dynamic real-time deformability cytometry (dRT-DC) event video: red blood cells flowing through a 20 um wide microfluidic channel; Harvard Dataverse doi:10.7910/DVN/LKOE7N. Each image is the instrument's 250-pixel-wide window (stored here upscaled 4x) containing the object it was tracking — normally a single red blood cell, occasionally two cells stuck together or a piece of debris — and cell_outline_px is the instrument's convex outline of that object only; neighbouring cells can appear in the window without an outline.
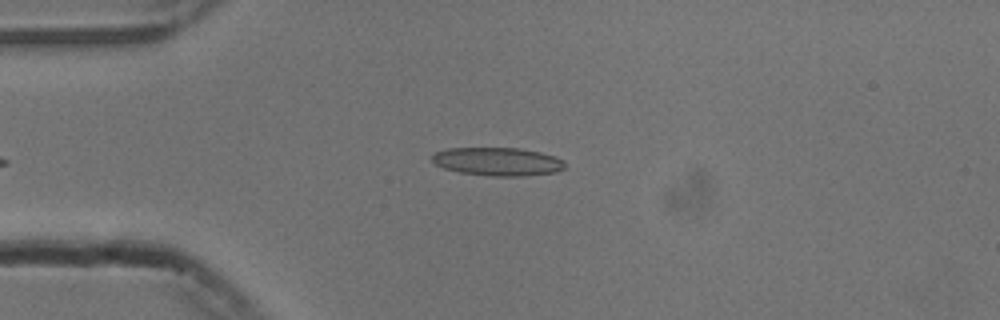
{"species": "common noctule bat (a hibernating species)", "species_latin": "Nyctalus noctula", "temperature_condition": "cold", "stored_images_in_passage": 39, "camera_frame_rate_fps": 3000, "um_per_image_px": 0.085, "animal": {"sex": "male", "body_mass_g": 13.3}, "frame": {"image": 1, "passage_image": 3, "time_ms": 0.667, "image_size_px": [1000, 320], "cell_outline_px": [[564, 168], [556, 172], [524, 176], [488, 176], [460, 172], [444, 168], [436, 164], [432, 160], [432, 156], [436, 152], [448, 148], [520, 148], [540, 152], [556, 156], [564, 160]], "centroid_in_image_um": [42.33, 13.73], "position_along_channel_um": 42.7, "area_um2": 21.91}}
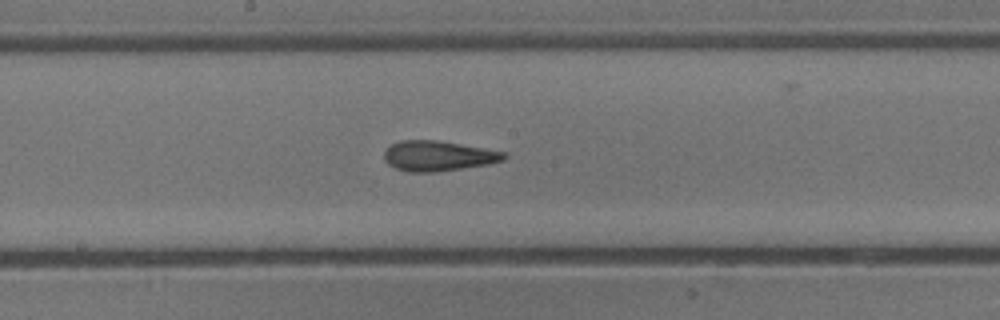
{"frame": {"image": 2, "passage_image": 18, "time_ms": 5.667, "image_size_px": [1000, 320], "cell_outline_px": [[508, 156], [504, 160], [488, 164], [436, 172], [408, 172], [396, 168], [388, 164], [384, 160], [384, 152], [392, 144], [400, 140], [436, 140], [484, 148], [504, 152]], "centroid_in_image_um": [37.23, 13.25], "position_along_channel_um": 211.0, "area_um2": 20.98}}
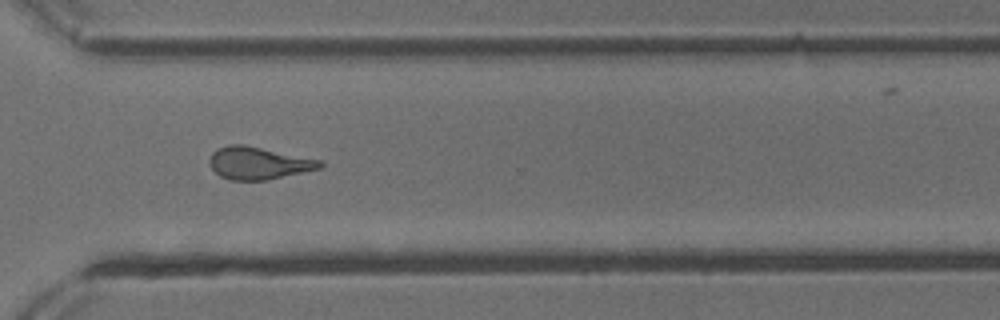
{"frame": {"image": 3, "passage_image": 29, "time_ms": 9.333, "image_size_px": [1000, 320], "cell_outline_px": [[324, 164], [320, 168], [268, 180], [228, 180], [220, 176], [208, 164], [208, 160], [212, 152], [216, 148], [228, 144], [244, 144], [320, 160]], "centroid_in_image_um": [21.91, 13.86], "position_along_channel_um": 348.7, "area_um2": 20.92}, "authors_computed_cell_mechanics": {"area_um2": 20.4034, "velocity_mm_per_s": 3.7725, "shape_relaxation_time_tau1_ms": 6.3608, "shape_relaxation_time_tau2_ms": 2.2898, "deformation_change_tau1": 0.1938, "deformation_change_tau2": 0.1254}}